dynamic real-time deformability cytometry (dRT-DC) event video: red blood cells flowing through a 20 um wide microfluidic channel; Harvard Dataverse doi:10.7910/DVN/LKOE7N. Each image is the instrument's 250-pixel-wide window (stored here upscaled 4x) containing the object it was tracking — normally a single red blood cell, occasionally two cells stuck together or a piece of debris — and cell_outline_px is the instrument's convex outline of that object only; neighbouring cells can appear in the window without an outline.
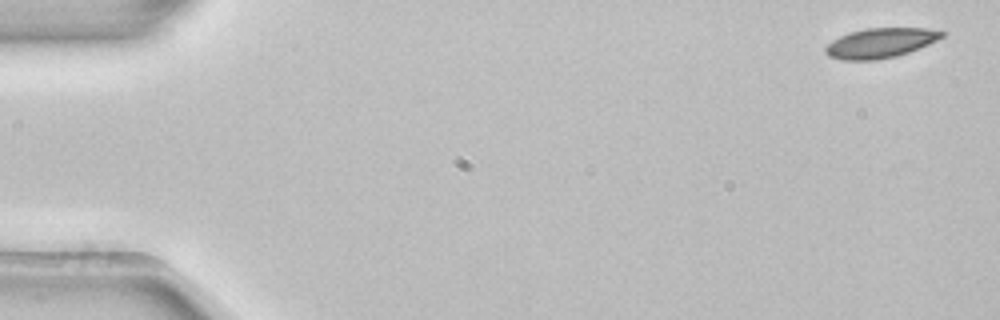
{"species": "common noctule bat (a hibernating species)", "species_latin": "Nyctalus noctula", "temperature_condition": "room temperature", "stored_images_in_passage": 4, "camera_frame_rate_fps": 3000, "um_per_image_px": 0.085, "animal": {"sex": "female", "body_mass_g": 22.7, "forearm_length_mm": 54.2}, "frame": {"image": 1, "passage_image": 1, "time_ms": 0.0, "image_size_px": [1000, 320], "cell_outline_px": [[948, 32], [944, 36], [928, 44], [908, 52], [896, 56], [876, 60], [840, 60], [828, 56], [824, 52], [824, 48], [832, 40], [848, 32], [868, 28], [928, 28]], "centroid_in_image_um": [74.81, 3.65], "position_along_channel_um": 10.2, "area_um2": 20.29}}
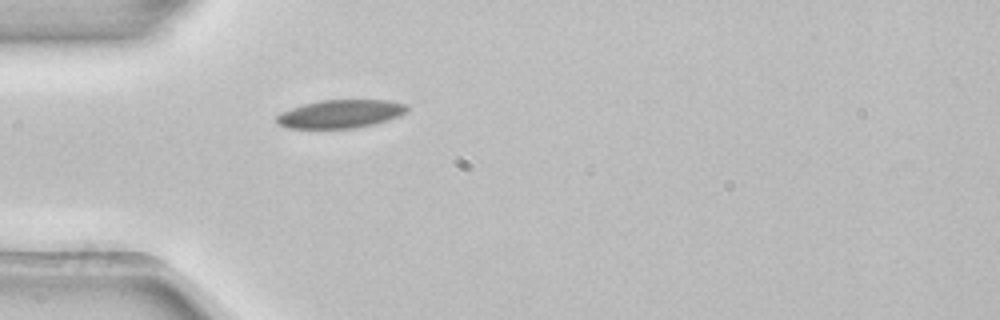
{"frame": {"image": 2, "passage_image": 4, "time_ms": 1.0, "image_size_px": [1000, 320], "cell_outline_px": [[408, 112], [400, 116], [388, 120], [372, 124], [352, 128], [284, 128], [276, 120], [276, 116], [280, 112], [304, 104], [320, 100], [388, 100], [408, 104]], "centroid_in_image_um": [28.97, 9.67], "position_along_channel_um": 56.0, "area_um2": 21.5}}